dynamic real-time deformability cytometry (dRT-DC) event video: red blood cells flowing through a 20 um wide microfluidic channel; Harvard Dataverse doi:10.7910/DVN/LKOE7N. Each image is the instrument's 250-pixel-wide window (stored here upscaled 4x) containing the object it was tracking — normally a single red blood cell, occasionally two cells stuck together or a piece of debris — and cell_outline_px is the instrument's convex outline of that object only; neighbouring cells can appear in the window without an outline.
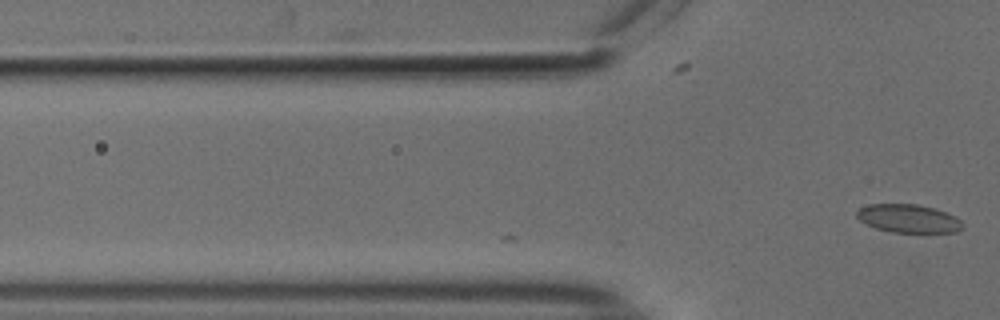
{"species": "common noctule bat (a hibernating species)", "species_latin": "Nyctalus noctula", "temperature_condition": "cold", "stored_images_in_passage": 2, "camera_frame_rate_fps": 3000, "um_per_image_px": 0.085, "animal": {"sex": "male", "body_mass_g": 18.8}, "frame": {"image": 1, "passage_image": 2, "time_ms": 0.333, "image_size_px": [1000, 320], "cell_outline_px": [[964, 228], [956, 232], [892, 232], [876, 228], [860, 220], [856, 216], [856, 212], [860, 208], [868, 204], [916, 204], [932, 208], [944, 212], [960, 220], [964, 224]], "centroid_in_image_um": [77.21, 18.58], "position_along_channel_um": 48.6, "area_um2": 17.22}}